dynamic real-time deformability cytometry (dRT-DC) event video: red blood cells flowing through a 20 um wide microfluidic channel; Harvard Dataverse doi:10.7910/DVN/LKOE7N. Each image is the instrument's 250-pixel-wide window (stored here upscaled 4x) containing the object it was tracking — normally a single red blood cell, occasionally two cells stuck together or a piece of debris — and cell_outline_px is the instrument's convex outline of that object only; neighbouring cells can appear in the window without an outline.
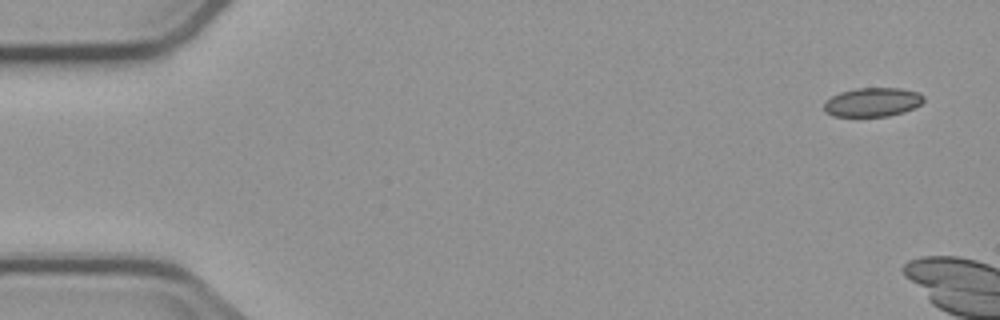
{"species": "common noctule bat (a hibernating species)", "species_latin": "Nyctalus noctula", "temperature_condition": "cold", "stored_images_in_passage": 3, "camera_frame_rate_fps": 3000, "um_per_image_px": 0.085, "animal": {"sex": "male", "body_mass_g": 23.1, "forearm_length_mm": 52.7}, "frame": {"image": 1, "passage_image": 1, "time_ms": 0.0, "image_size_px": [1000, 320], "cell_outline_px": [[924, 100], [920, 104], [904, 112], [888, 116], [832, 116], [824, 112], [824, 104], [832, 96], [840, 92], [856, 88], [900, 88], [920, 92], [924, 96]], "centroid_in_image_um": [74.17, 8.68], "position_along_channel_um": 10.8, "area_um2": 16.82}}